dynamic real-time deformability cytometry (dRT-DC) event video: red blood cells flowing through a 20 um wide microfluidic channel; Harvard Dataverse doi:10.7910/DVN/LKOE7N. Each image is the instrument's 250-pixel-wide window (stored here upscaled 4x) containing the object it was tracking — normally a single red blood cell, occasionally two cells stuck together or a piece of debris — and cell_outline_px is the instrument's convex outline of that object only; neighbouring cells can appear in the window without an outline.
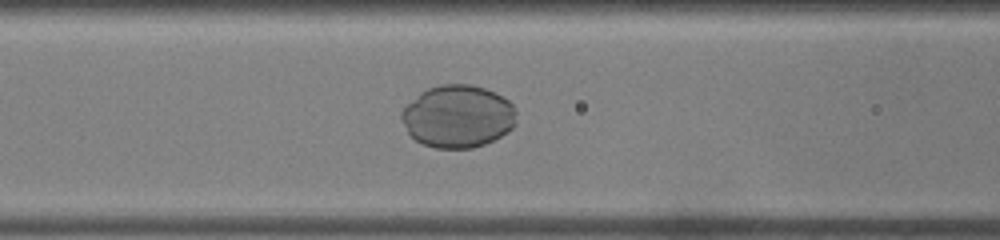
{"species": "common noctule bat (a hibernating species)", "species_latin": "Nyctalus noctula", "temperature_condition": "warm", "stored_images_in_passage": 52, "camera_frame_rate_fps": 3000, "um_per_image_px": 0.085, "animal": {"sex": "male", "body_mass_g": 19.0, "forearm_length_mm": 50.8}, "frame": {"image": 1, "passage_image": 22, "time_ms": 7.0, "image_size_px": [1000, 240], "cell_outline_px": [[516, 124], [512, 128], [500, 136], [484, 144], [472, 148], [436, 148], [424, 144], [416, 140], [408, 132], [400, 116], [400, 112], [420, 92], [428, 88], [440, 84], [468, 84], [484, 88], [508, 100], [512, 104], [516, 112]], "centroid_in_image_um": [38.91, 9.89], "position_along_channel_um": 127.7, "area_um2": 41.62}}
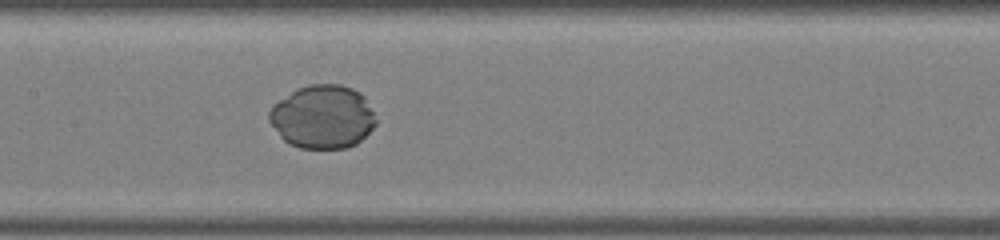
{"frame": {"image": 2, "passage_image": 26, "time_ms": 8.333, "image_size_px": [1000, 240], "cell_outline_px": [[376, 124], [356, 144], [344, 148], [300, 148], [288, 144], [280, 136], [268, 120], [268, 112], [272, 104], [296, 88], [308, 84], [340, 84], [352, 88], [360, 92], [364, 96], [376, 120]], "centroid_in_image_um": [27.38, 9.91], "position_along_channel_um": 180.0, "area_um2": 39.54}}
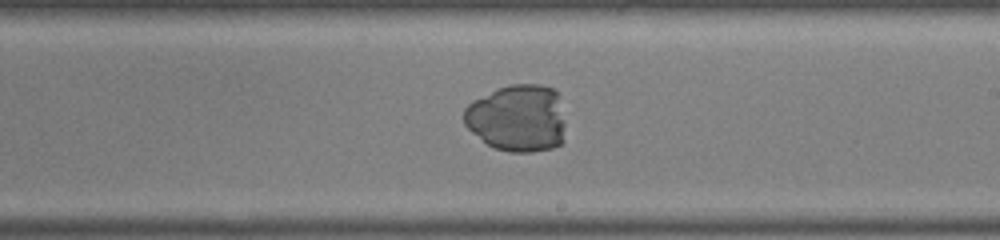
{"frame": {"image": 3, "passage_image": 31, "time_ms": 10.0, "image_size_px": [1000, 240], "cell_outline_px": [[564, 140], [560, 144], [552, 148], [532, 152], [508, 152], [496, 148], [488, 144], [472, 132], [464, 124], [464, 108], [472, 100], [496, 88], [512, 84], [540, 84], [556, 88], [564, 124]], "centroid_in_image_um": [43.98, 10.03], "position_along_channel_um": 245.0, "area_um2": 40.06}}